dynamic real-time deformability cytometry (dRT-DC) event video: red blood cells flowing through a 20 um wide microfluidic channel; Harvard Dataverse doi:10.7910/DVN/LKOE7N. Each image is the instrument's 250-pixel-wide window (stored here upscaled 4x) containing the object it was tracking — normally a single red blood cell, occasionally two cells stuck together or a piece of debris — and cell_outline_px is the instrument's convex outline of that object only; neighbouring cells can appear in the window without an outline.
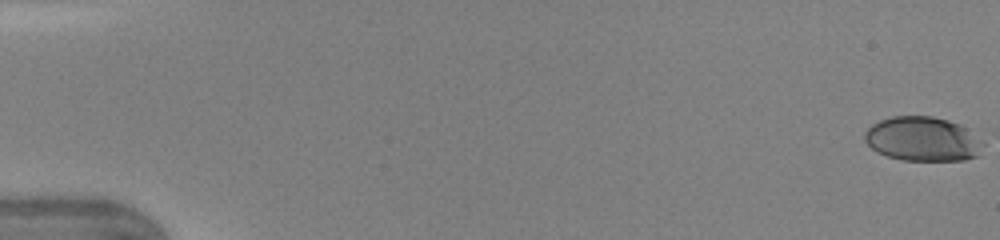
{"species": "human", "species_latin": "Homo sapiens", "temperature_condition": "warm", "stored_images_in_passage": 47, "camera_frame_rate_fps": 3000, "um_per_image_px": 0.085, "donor": {"sex": "female"}, "frame": {"image": 1, "passage_image": 1, "time_ms": 0.0, "image_size_px": [1000, 240], "cell_outline_px": [[984, 144], [976, 156], [964, 160], [900, 160], [876, 152], [864, 140], [864, 132], [872, 124], [880, 120], [892, 116], [932, 116], [948, 120], [964, 128], [984, 140]], "centroid_in_image_um": [78.4, 11.82], "position_along_channel_um": 6.6, "area_um2": 30.52}}
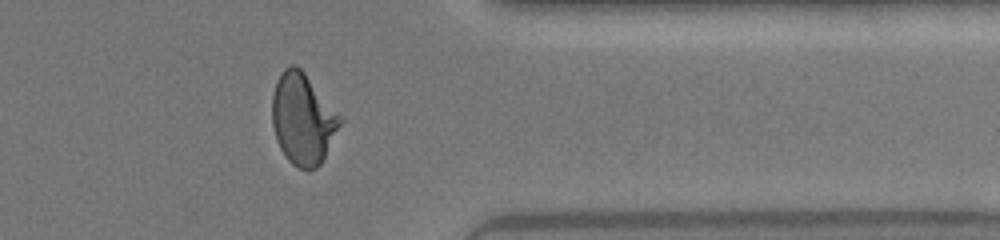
{"frame": {"image": 2, "passage_image": 39, "time_ms": 12.667, "image_size_px": [1000, 240], "cell_outline_px": [[344, 120], [320, 164], [316, 168], [300, 168], [292, 164], [288, 160], [280, 148], [276, 140], [272, 124], [272, 96], [276, 80], [284, 68], [292, 64], [296, 64], [304, 72], [344, 116]], "centroid_in_image_um": [25.76, 10.07], "position_along_channel_um": 385.6, "area_um2": 36.41}}
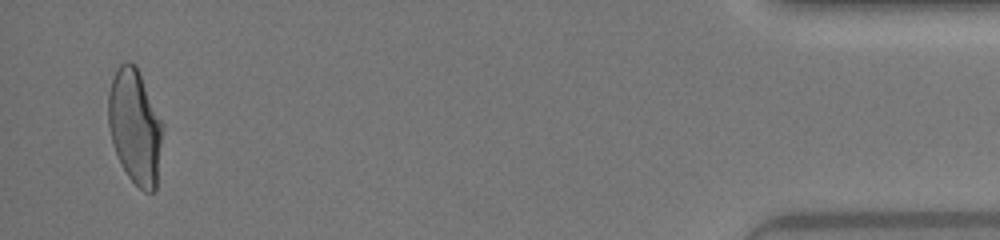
{"frame": {"image": 3, "passage_image": 46, "time_ms": 15.0, "image_size_px": [1000, 240], "cell_outline_px": [[164, 128], [156, 188], [152, 192], [144, 192], [128, 176], [112, 144], [108, 124], [108, 92], [116, 68], [120, 64], [128, 60], [136, 64], [164, 124]], "centroid_in_image_um": [11.49, 10.73], "position_along_channel_um": 423.7, "area_um2": 36.65}, "authors_computed_cell_mechanics": {"area_um2": 35.2002, "velocity_mm_per_s": 4.3979, "shape_relaxation_time_tau1_ms": 5.3149, "shape_relaxation_time_tau2_ms": null, "deformation_change_tau1": 0.2117, "deformation_change_tau2": null}}